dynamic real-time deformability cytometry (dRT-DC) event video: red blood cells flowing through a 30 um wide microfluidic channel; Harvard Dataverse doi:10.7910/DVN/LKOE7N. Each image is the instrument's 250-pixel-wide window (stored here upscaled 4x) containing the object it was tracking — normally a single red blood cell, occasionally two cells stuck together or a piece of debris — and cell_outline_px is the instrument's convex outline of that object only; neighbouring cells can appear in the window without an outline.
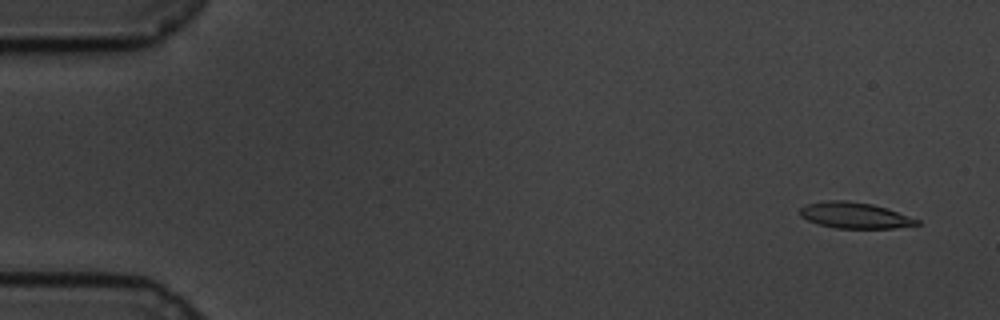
{"species": "common noctule bat (a hibernating species)", "species_latin": "Nyctalus noctula", "temperature_condition": "cold", "stored_images_in_passage": 59, "camera_frame_rate_fps": 3000, "um_per_image_px": 0.085, "animal": {"sex": "male", "body_mass_g": 19.5, "forearm_length_mm": 54.6}, "frame": {"image": 1, "passage_image": 3, "time_ms": 0.667, "image_size_px": [1000, 320], "cell_outline_px": [[920, 224], [892, 228], [836, 228], [820, 224], [808, 220], [800, 216], [800, 208], [808, 204], [828, 200], [848, 200], [872, 204], [888, 208], [920, 220]], "centroid_in_image_um": [72.67, 18.29], "position_along_channel_um": 12.3, "area_um2": 17.63}}
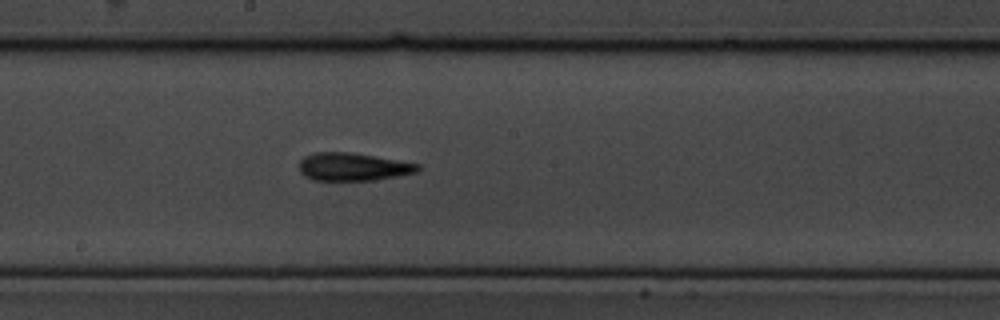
{"frame": {"image": 2, "passage_image": 32, "time_ms": 10.333, "image_size_px": [1000, 320], "cell_outline_px": [[420, 168], [416, 172], [396, 176], [372, 180], [312, 180], [304, 176], [300, 172], [300, 160], [304, 156], [316, 152], [352, 152], [420, 164]], "centroid_in_image_um": [29.97, 14.17], "position_along_channel_um": 218.2, "area_um2": 19.19}}
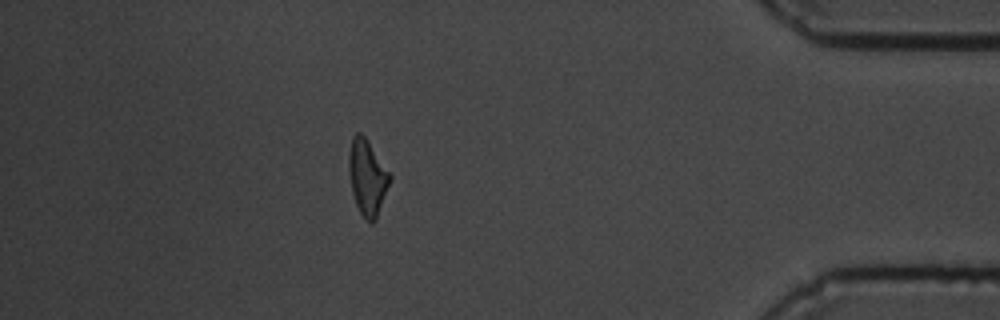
{"frame": {"image": 3, "passage_image": 52, "time_ms": 17.0, "image_size_px": [1000, 320], "cell_outline_px": [[392, 176], [376, 220], [372, 224], [360, 212], [356, 204], [352, 192], [348, 168], [348, 152], [352, 136], [356, 132], [360, 132], [364, 136]], "centroid_in_image_um": [31.2, 15.05], "position_along_channel_um": 404.0, "area_um2": 17.86}, "authors_computed_cell_mechanics": {"area_um2": 18.496, "velocity_mm_per_s": 3.4092, "shape_relaxation_time_tau1_ms": 4.2472, "shape_relaxation_time_tau2_ms": 4.4889, "deformation_change_tau1": 0.1938, "deformation_change_tau2": 0.164}}